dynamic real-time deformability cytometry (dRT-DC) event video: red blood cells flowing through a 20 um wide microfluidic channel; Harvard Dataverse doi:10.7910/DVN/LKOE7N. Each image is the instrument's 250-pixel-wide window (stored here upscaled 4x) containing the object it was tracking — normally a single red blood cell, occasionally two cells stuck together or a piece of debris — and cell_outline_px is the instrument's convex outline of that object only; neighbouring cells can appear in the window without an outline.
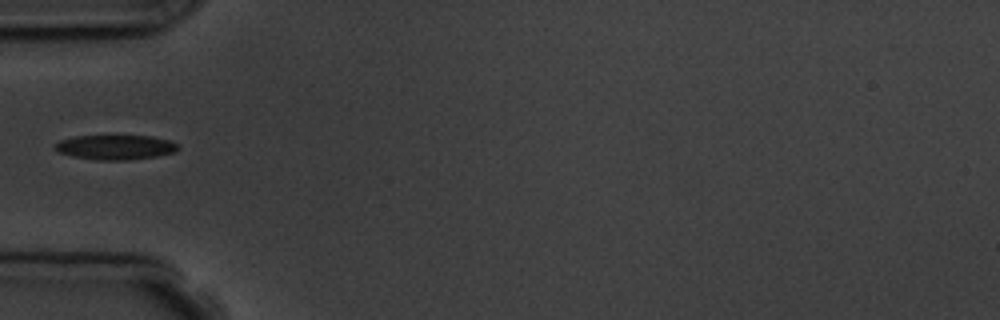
{"species": "common noctule bat (a hibernating species)", "species_latin": "Nyctalus noctula", "temperature_condition": "room temperature", "stored_images_in_passage": 2, "camera_frame_rate_fps": 3000, "um_per_image_px": 0.085, "animal": {"sex": "male", "body_mass_g": 19.5, "forearm_length_mm": 54.6}, "frame": {"image": 1, "passage_image": 1, "time_ms": 0.0, "image_size_px": [1000, 320], "cell_outline_px": [[180, 148], [176, 152], [156, 156], [128, 160], [96, 160], [72, 156], [56, 152], [52, 148], [60, 140], [76, 136], [152, 136], [168, 140], [176, 144]], "centroid_in_image_um": [9.78, 12.52], "position_along_channel_um": 75.2, "area_um2": 17.74}}